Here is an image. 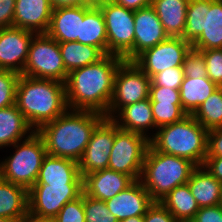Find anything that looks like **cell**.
<instances>
[{"mask_svg":"<svg viewBox=\"0 0 222 222\" xmlns=\"http://www.w3.org/2000/svg\"><path fill=\"white\" fill-rule=\"evenodd\" d=\"M123 61L120 56L107 54L96 63L70 71L65 82L68 109L94 111L107 118L114 77Z\"/></svg>","mask_w":222,"mask_h":222,"instance_id":"6da1fadb","label":"cell"},{"mask_svg":"<svg viewBox=\"0 0 222 222\" xmlns=\"http://www.w3.org/2000/svg\"><path fill=\"white\" fill-rule=\"evenodd\" d=\"M104 118L98 112L68 109L36 132L43 138L48 155L79 162L92 132Z\"/></svg>","mask_w":222,"mask_h":222,"instance_id":"7a4b0ae2","label":"cell"},{"mask_svg":"<svg viewBox=\"0 0 222 222\" xmlns=\"http://www.w3.org/2000/svg\"><path fill=\"white\" fill-rule=\"evenodd\" d=\"M15 105L28 124L37 131L67 110L65 83L20 75Z\"/></svg>","mask_w":222,"mask_h":222,"instance_id":"3957f363","label":"cell"},{"mask_svg":"<svg viewBox=\"0 0 222 222\" xmlns=\"http://www.w3.org/2000/svg\"><path fill=\"white\" fill-rule=\"evenodd\" d=\"M150 136V146L161 153L183 157L203 166L207 157L208 130L192 115L158 128Z\"/></svg>","mask_w":222,"mask_h":222,"instance_id":"277c9868","label":"cell"},{"mask_svg":"<svg viewBox=\"0 0 222 222\" xmlns=\"http://www.w3.org/2000/svg\"><path fill=\"white\" fill-rule=\"evenodd\" d=\"M197 166L190 160L154 150L146 151L140 181L154 201H160L171 190L189 181Z\"/></svg>","mask_w":222,"mask_h":222,"instance_id":"5b68a950","label":"cell"},{"mask_svg":"<svg viewBox=\"0 0 222 222\" xmlns=\"http://www.w3.org/2000/svg\"><path fill=\"white\" fill-rule=\"evenodd\" d=\"M181 38L197 50L222 48V0H189Z\"/></svg>","mask_w":222,"mask_h":222,"instance_id":"8992f818","label":"cell"},{"mask_svg":"<svg viewBox=\"0 0 222 222\" xmlns=\"http://www.w3.org/2000/svg\"><path fill=\"white\" fill-rule=\"evenodd\" d=\"M13 146L15 153L0 163V177L29 190L36 183L42 161L47 155L44 140L34 131L27 139Z\"/></svg>","mask_w":222,"mask_h":222,"instance_id":"52a82bcc","label":"cell"},{"mask_svg":"<svg viewBox=\"0 0 222 222\" xmlns=\"http://www.w3.org/2000/svg\"><path fill=\"white\" fill-rule=\"evenodd\" d=\"M106 25L107 54L120 56L124 61L134 60V10L114 3L97 0Z\"/></svg>","mask_w":222,"mask_h":222,"instance_id":"ba28073f","label":"cell"},{"mask_svg":"<svg viewBox=\"0 0 222 222\" xmlns=\"http://www.w3.org/2000/svg\"><path fill=\"white\" fill-rule=\"evenodd\" d=\"M21 75L65 83L68 72L58 42L47 34H36L31 41Z\"/></svg>","mask_w":222,"mask_h":222,"instance_id":"9c48e42d","label":"cell"},{"mask_svg":"<svg viewBox=\"0 0 222 222\" xmlns=\"http://www.w3.org/2000/svg\"><path fill=\"white\" fill-rule=\"evenodd\" d=\"M150 83L151 78L134 62L123 61L114 77L107 118H114L115 114L127 105L149 98Z\"/></svg>","mask_w":222,"mask_h":222,"instance_id":"30bf717a","label":"cell"},{"mask_svg":"<svg viewBox=\"0 0 222 222\" xmlns=\"http://www.w3.org/2000/svg\"><path fill=\"white\" fill-rule=\"evenodd\" d=\"M149 145L147 136L119 128L115 132L108 169L129 175L134 181L140 180Z\"/></svg>","mask_w":222,"mask_h":222,"instance_id":"8fae6325","label":"cell"},{"mask_svg":"<svg viewBox=\"0 0 222 222\" xmlns=\"http://www.w3.org/2000/svg\"><path fill=\"white\" fill-rule=\"evenodd\" d=\"M192 44L181 37H169L163 42L143 51L134 62L150 78L168 68L182 67Z\"/></svg>","mask_w":222,"mask_h":222,"instance_id":"7c38bea8","label":"cell"},{"mask_svg":"<svg viewBox=\"0 0 222 222\" xmlns=\"http://www.w3.org/2000/svg\"><path fill=\"white\" fill-rule=\"evenodd\" d=\"M83 192V184H34L28 190L29 213L41 217H55L69 201Z\"/></svg>","mask_w":222,"mask_h":222,"instance_id":"4fadbf2b","label":"cell"},{"mask_svg":"<svg viewBox=\"0 0 222 222\" xmlns=\"http://www.w3.org/2000/svg\"><path fill=\"white\" fill-rule=\"evenodd\" d=\"M118 129L114 120L106 117L95 127L84 154L78 162L82 177L91 172L108 168L115 132Z\"/></svg>","mask_w":222,"mask_h":222,"instance_id":"5bb4252c","label":"cell"},{"mask_svg":"<svg viewBox=\"0 0 222 222\" xmlns=\"http://www.w3.org/2000/svg\"><path fill=\"white\" fill-rule=\"evenodd\" d=\"M36 33L18 27L0 29V70L22 74Z\"/></svg>","mask_w":222,"mask_h":222,"instance_id":"9a60e30c","label":"cell"},{"mask_svg":"<svg viewBox=\"0 0 222 222\" xmlns=\"http://www.w3.org/2000/svg\"><path fill=\"white\" fill-rule=\"evenodd\" d=\"M154 200L140 180L134 181L125 190L105 201L118 221L135 216H144Z\"/></svg>","mask_w":222,"mask_h":222,"instance_id":"2e32d148","label":"cell"},{"mask_svg":"<svg viewBox=\"0 0 222 222\" xmlns=\"http://www.w3.org/2000/svg\"><path fill=\"white\" fill-rule=\"evenodd\" d=\"M134 35V59L169 38L151 5L134 11Z\"/></svg>","mask_w":222,"mask_h":222,"instance_id":"e0dca14e","label":"cell"},{"mask_svg":"<svg viewBox=\"0 0 222 222\" xmlns=\"http://www.w3.org/2000/svg\"><path fill=\"white\" fill-rule=\"evenodd\" d=\"M133 182L129 175L108 168L101 169L83 177V192L94 199L106 201Z\"/></svg>","mask_w":222,"mask_h":222,"instance_id":"ac0fdd59","label":"cell"},{"mask_svg":"<svg viewBox=\"0 0 222 222\" xmlns=\"http://www.w3.org/2000/svg\"><path fill=\"white\" fill-rule=\"evenodd\" d=\"M52 11L50 0H16L13 27L46 34Z\"/></svg>","mask_w":222,"mask_h":222,"instance_id":"d6986e66","label":"cell"},{"mask_svg":"<svg viewBox=\"0 0 222 222\" xmlns=\"http://www.w3.org/2000/svg\"><path fill=\"white\" fill-rule=\"evenodd\" d=\"M85 15V5L53 8L46 34L58 43L80 42L81 21Z\"/></svg>","mask_w":222,"mask_h":222,"instance_id":"ffe728a7","label":"cell"},{"mask_svg":"<svg viewBox=\"0 0 222 222\" xmlns=\"http://www.w3.org/2000/svg\"><path fill=\"white\" fill-rule=\"evenodd\" d=\"M35 184H83V177L80 174L78 162L47 154L42 161Z\"/></svg>","mask_w":222,"mask_h":222,"instance_id":"44dd1931","label":"cell"},{"mask_svg":"<svg viewBox=\"0 0 222 222\" xmlns=\"http://www.w3.org/2000/svg\"><path fill=\"white\" fill-rule=\"evenodd\" d=\"M112 119L118 125V128L140 133L147 136L149 139L150 137L146 132L148 129H153L155 127L149 98L123 107L118 112V115L114 116Z\"/></svg>","mask_w":222,"mask_h":222,"instance_id":"7402d4cb","label":"cell"},{"mask_svg":"<svg viewBox=\"0 0 222 222\" xmlns=\"http://www.w3.org/2000/svg\"><path fill=\"white\" fill-rule=\"evenodd\" d=\"M187 183L200 208L220 203L222 182L218 181L204 166H197Z\"/></svg>","mask_w":222,"mask_h":222,"instance_id":"603a6c76","label":"cell"},{"mask_svg":"<svg viewBox=\"0 0 222 222\" xmlns=\"http://www.w3.org/2000/svg\"><path fill=\"white\" fill-rule=\"evenodd\" d=\"M28 212V190L0 177V217L22 222Z\"/></svg>","mask_w":222,"mask_h":222,"instance_id":"cb8c5ba5","label":"cell"},{"mask_svg":"<svg viewBox=\"0 0 222 222\" xmlns=\"http://www.w3.org/2000/svg\"><path fill=\"white\" fill-rule=\"evenodd\" d=\"M80 43L95 46L107 55L105 19L96 3L85 5V15L81 21Z\"/></svg>","mask_w":222,"mask_h":222,"instance_id":"d4e9b609","label":"cell"},{"mask_svg":"<svg viewBox=\"0 0 222 222\" xmlns=\"http://www.w3.org/2000/svg\"><path fill=\"white\" fill-rule=\"evenodd\" d=\"M189 0H152L151 6L169 37H181Z\"/></svg>","mask_w":222,"mask_h":222,"instance_id":"484cf974","label":"cell"},{"mask_svg":"<svg viewBox=\"0 0 222 222\" xmlns=\"http://www.w3.org/2000/svg\"><path fill=\"white\" fill-rule=\"evenodd\" d=\"M33 132L15 104L0 109V148L14 145L23 140L22 138L27 139Z\"/></svg>","mask_w":222,"mask_h":222,"instance_id":"4316f807","label":"cell"},{"mask_svg":"<svg viewBox=\"0 0 222 222\" xmlns=\"http://www.w3.org/2000/svg\"><path fill=\"white\" fill-rule=\"evenodd\" d=\"M160 202L178 222H191L200 209L188 183L175 187Z\"/></svg>","mask_w":222,"mask_h":222,"instance_id":"83f0119b","label":"cell"},{"mask_svg":"<svg viewBox=\"0 0 222 222\" xmlns=\"http://www.w3.org/2000/svg\"><path fill=\"white\" fill-rule=\"evenodd\" d=\"M218 88L208 77H184L179 89L182 108L188 115H192Z\"/></svg>","mask_w":222,"mask_h":222,"instance_id":"f1b7e54d","label":"cell"},{"mask_svg":"<svg viewBox=\"0 0 222 222\" xmlns=\"http://www.w3.org/2000/svg\"><path fill=\"white\" fill-rule=\"evenodd\" d=\"M65 69L70 71L98 62L105 54L97 47L80 42L58 43Z\"/></svg>","mask_w":222,"mask_h":222,"instance_id":"f546056e","label":"cell"},{"mask_svg":"<svg viewBox=\"0 0 222 222\" xmlns=\"http://www.w3.org/2000/svg\"><path fill=\"white\" fill-rule=\"evenodd\" d=\"M192 116L208 131L222 127V87L212 93Z\"/></svg>","mask_w":222,"mask_h":222,"instance_id":"4dcf8cb0","label":"cell"},{"mask_svg":"<svg viewBox=\"0 0 222 222\" xmlns=\"http://www.w3.org/2000/svg\"><path fill=\"white\" fill-rule=\"evenodd\" d=\"M155 122V128L176 123L184 119L188 114L182 108V104L150 103Z\"/></svg>","mask_w":222,"mask_h":222,"instance_id":"1f68e13d","label":"cell"},{"mask_svg":"<svg viewBox=\"0 0 222 222\" xmlns=\"http://www.w3.org/2000/svg\"><path fill=\"white\" fill-rule=\"evenodd\" d=\"M85 222H119L110 212L105 201L94 199L83 192Z\"/></svg>","mask_w":222,"mask_h":222,"instance_id":"d6a6232c","label":"cell"},{"mask_svg":"<svg viewBox=\"0 0 222 222\" xmlns=\"http://www.w3.org/2000/svg\"><path fill=\"white\" fill-rule=\"evenodd\" d=\"M20 74L0 70V109L10 107L15 104L16 87Z\"/></svg>","mask_w":222,"mask_h":222,"instance_id":"836d02e7","label":"cell"},{"mask_svg":"<svg viewBox=\"0 0 222 222\" xmlns=\"http://www.w3.org/2000/svg\"><path fill=\"white\" fill-rule=\"evenodd\" d=\"M184 77L203 78L207 77V70L203 53L200 50L191 48L183 62Z\"/></svg>","mask_w":222,"mask_h":222,"instance_id":"e575fe53","label":"cell"},{"mask_svg":"<svg viewBox=\"0 0 222 222\" xmlns=\"http://www.w3.org/2000/svg\"><path fill=\"white\" fill-rule=\"evenodd\" d=\"M200 51L204 56L207 77L218 87H222V48Z\"/></svg>","mask_w":222,"mask_h":222,"instance_id":"d590c367","label":"cell"},{"mask_svg":"<svg viewBox=\"0 0 222 222\" xmlns=\"http://www.w3.org/2000/svg\"><path fill=\"white\" fill-rule=\"evenodd\" d=\"M184 78L183 67L168 68L151 78L150 86H161L170 89H180Z\"/></svg>","mask_w":222,"mask_h":222,"instance_id":"8d00e7d4","label":"cell"},{"mask_svg":"<svg viewBox=\"0 0 222 222\" xmlns=\"http://www.w3.org/2000/svg\"><path fill=\"white\" fill-rule=\"evenodd\" d=\"M55 219L57 222H85L83 192L78 198L67 202Z\"/></svg>","mask_w":222,"mask_h":222,"instance_id":"74e56055","label":"cell"},{"mask_svg":"<svg viewBox=\"0 0 222 222\" xmlns=\"http://www.w3.org/2000/svg\"><path fill=\"white\" fill-rule=\"evenodd\" d=\"M149 99L150 103L181 104L179 90L161 86H150Z\"/></svg>","mask_w":222,"mask_h":222,"instance_id":"f35d334b","label":"cell"},{"mask_svg":"<svg viewBox=\"0 0 222 222\" xmlns=\"http://www.w3.org/2000/svg\"><path fill=\"white\" fill-rule=\"evenodd\" d=\"M144 222H178L174 216L161 204L154 201L144 215Z\"/></svg>","mask_w":222,"mask_h":222,"instance_id":"ab89813d","label":"cell"},{"mask_svg":"<svg viewBox=\"0 0 222 222\" xmlns=\"http://www.w3.org/2000/svg\"><path fill=\"white\" fill-rule=\"evenodd\" d=\"M222 156V127L208 131L207 157Z\"/></svg>","mask_w":222,"mask_h":222,"instance_id":"60d3db41","label":"cell"},{"mask_svg":"<svg viewBox=\"0 0 222 222\" xmlns=\"http://www.w3.org/2000/svg\"><path fill=\"white\" fill-rule=\"evenodd\" d=\"M191 222H222V206L201 207Z\"/></svg>","mask_w":222,"mask_h":222,"instance_id":"b9f144b4","label":"cell"},{"mask_svg":"<svg viewBox=\"0 0 222 222\" xmlns=\"http://www.w3.org/2000/svg\"><path fill=\"white\" fill-rule=\"evenodd\" d=\"M16 0H0V29L13 26Z\"/></svg>","mask_w":222,"mask_h":222,"instance_id":"7bdbcfd3","label":"cell"},{"mask_svg":"<svg viewBox=\"0 0 222 222\" xmlns=\"http://www.w3.org/2000/svg\"><path fill=\"white\" fill-rule=\"evenodd\" d=\"M218 181L222 182V156L206 157L203 165Z\"/></svg>","mask_w":222,"mask_h":222,"instance_id":"ee69618b","label":"cell"},{"mask_svg":"<svg viewBox=\"0 0 222 222\" xmlns=\"http://www.w3.org/2000/svg\"><path fill=\"white\" fill-rule=\"evenodd\" d=\"M114 3L124 6L131 10H138L151 5L152 0H112Z\"/></svg>","mask_w":222,"mask_h":222,"instance_id":"f6af8a7d","label":"cell"},{"mask_svg":"<svg viewBox=\"0 0 222 222\" xmlns=\"http://www.w3.org/2000/svg\"><path fill=\"white\" fill-rule=\"evenodd\" d=\"M53 8L94 4L95 0H50Z\"/></svg>","mask_w":222,"mask_h":222,"instance_id":"bcb514c9","label":"cell"},{"mask_svg":"<svg viewBox=\"0 0 222 222\" xmlns=\"http://www.w3.org/2000/svg\"><path fill=\"white\" fill-rule=\"evenodd\" d=\"M22 222H57L55 217H41L37 215L28 214L26 217L22 220Z\"/></svg>","mask_w":222,"mask_h":222,"instance_id":"7dc6e473","label":"cell"},{"mask_svg":"<svg viewBox=\"0 0 222 222\" xmlns=\"http://www.w3.org/2000/svg\"><path fill=\"white\" fill-rule=\"evenodd\" d=\"M120 222H144V216H135L126 218L125 220H122Z\"/></svg>","mask_w":222,"mask_h":222,"instance_id":"c3c4849f","label":"cell"},{"mask_svg":"<svg viewBox=\"0 0 222 222\" xmlns=\"http://www.w3.org/2000/svg\"><path fill=\"white\" fill-rule=\"evenodd\" d=\"M0 222H15V221L10 218L0 217Z\"/></svg>","mask_w":222,"mask_h":222,"instance_id":"681fc988","label":"cell"},{"mask_svg":"<svg viewBox=\"0 0 222 222\" xmlns=\"http://www.w3.org/2000/svg\"><path fill=\"white\" fill-rule=\"evenodd\" d=\"M219 204L222 206V185H221L220 203Z\"/></svg>","mask_w":222,"mask_h":222,"instance_id":"f907efd6","label":"cell"}]
</instances>
